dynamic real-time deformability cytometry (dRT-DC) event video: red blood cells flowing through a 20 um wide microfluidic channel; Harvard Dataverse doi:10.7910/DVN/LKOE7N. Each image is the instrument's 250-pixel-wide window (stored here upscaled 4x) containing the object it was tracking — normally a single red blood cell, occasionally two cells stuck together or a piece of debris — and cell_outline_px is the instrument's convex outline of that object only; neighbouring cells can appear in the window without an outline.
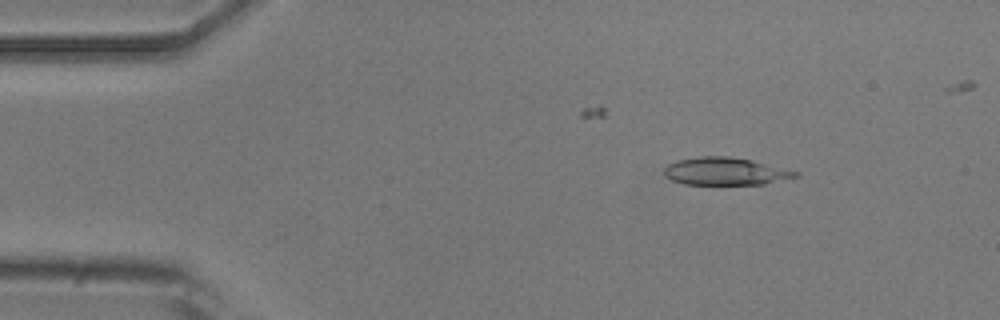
{"species": "common noctule bat (a hibernating species)", "species_latin": "Nyctalus noctula", "temperature_condition": "room temperature", "stored_images_in_passage": 6, "camera_frame_rate_fps": 3000, "um_per_image_px": 0.085, "animal": {"sex": "male", "body_mass_g": 20.5, "forearm_length_mm": 52.5}, "frame": {"image": 1, "passage_image": 3, "time_ms": 2.333, "image_size_px": [1000, 320], "cell_outline_px": [[800, 176], [764, 184], [684, 184], [672, 180], [664, 176], [664, 168], [668, 164], [676, 160], [700, 156], [728, 156], [752, 160], [800, 172]], "centroid_in_image_um": [61.65, 14.56], "position_along_channel_um": 23.4, "area_um2": 21.15}}